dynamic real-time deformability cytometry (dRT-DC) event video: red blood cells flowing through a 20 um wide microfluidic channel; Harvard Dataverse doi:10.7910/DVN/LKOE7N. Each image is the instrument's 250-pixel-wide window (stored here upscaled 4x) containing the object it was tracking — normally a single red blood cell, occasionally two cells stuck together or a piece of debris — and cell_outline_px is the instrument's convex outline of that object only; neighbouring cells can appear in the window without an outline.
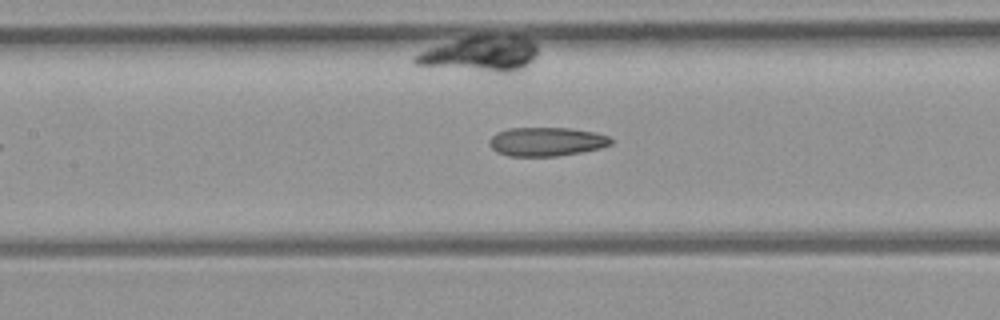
{"species": "common noctule bat (a hibernating species)", "species_latin": "Nyctalus noctula", "temperature_condition": "room temperature", "stored_images_in_passage": 9, "camera_frame_rate_fps": 3000, "um_per_image_px": 0.085, "animal": {"sex": "female", "body_mass_g": 21.9}, "frame": {"image": 1, "passage_image": 7, "time_ms": 7.667, "image_size_px": [1000, 320], "cell_outline_px": [[612, 144], [600, 148], [580, 152], [556, 156], [508, 156], [496, 152], [492, 148], [488, 140], [496, 132], [508, 128], [568, 128], [596, 132], [608, 136], [612, 140]], "centroid_in_image_um": [46.43, 12.04], "position_along_channel_um": 161.0, "area_um2": 20.46}}
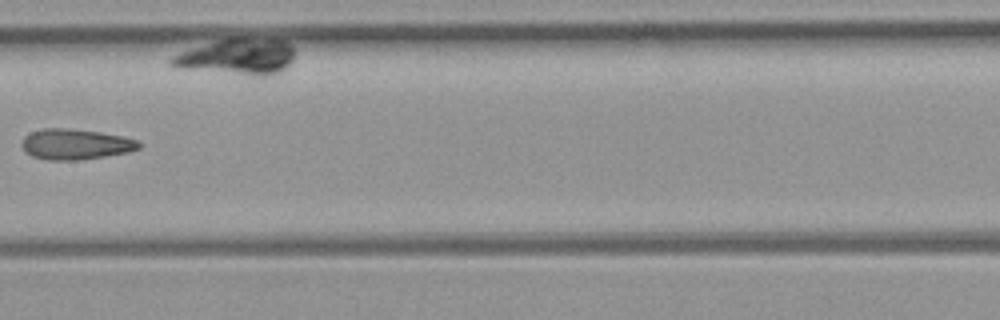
{"frame": {"image": 2, "passage_image": 8, "time_ms": 8.667, "image_size_px": [1000, 320], "cell_outline_px": [[140, 148], [128, 152], [104, 156], [76, 160], [44, 160], [32, 156], [24, 152], [20, 144], [24, 136], [32, 132], [44, 128], [68, 128], [100, 132], [120, 136], [136, 140], [140, 144]], "centroid_in_image_um": [6.35, 12.26], "position_along_channel_um": 201.1, "area_um2": 20.81}}